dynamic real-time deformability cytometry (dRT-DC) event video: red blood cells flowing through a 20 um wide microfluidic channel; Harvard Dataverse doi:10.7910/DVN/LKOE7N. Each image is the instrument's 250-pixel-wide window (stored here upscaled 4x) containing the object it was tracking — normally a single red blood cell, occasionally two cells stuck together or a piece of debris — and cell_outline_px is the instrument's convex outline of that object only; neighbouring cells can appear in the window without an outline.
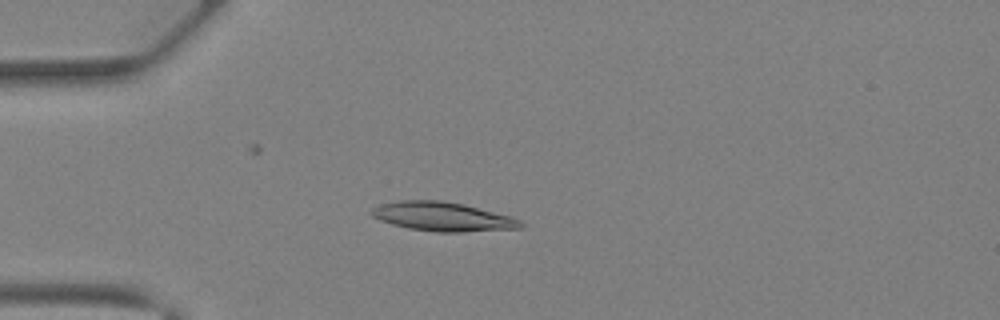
{"species": "Egyptian fruit bat (a non-hibernating species)", "species_latin": "Rousettus aegyptiacus", "temperature_condition": "warm", "stored_images_in_passage": 40, "camera_frame_rate_fps": 3000, "um_per_image_px": 0.085, "animal": {"sex": "female"}, "frame": {"image": 1, "passage_image": 11, "time_ms": 3.333, "image_size_px": [1000, 320], "cell_outline_px": [[524, 224], [520, 228], [464, 232], [436, 232], [408, 228], [392, 224], [380, 220], [372, 216], [368, 212], [372, 208], [380, 204], [400, 200], [440, 200], [464, 204], [512, 216], [520, 220]], "centroid_in_image_um": [37.61, 18.41], "position_along_channel_um": 47.4, "area_um2": 25.37}}
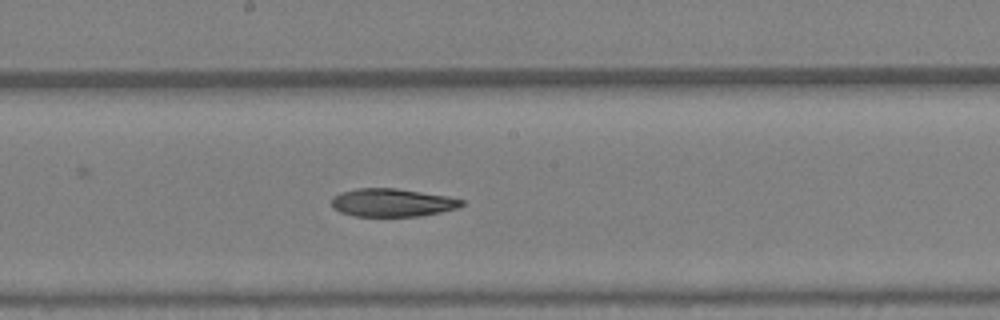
{"frame": {"image": 2, "passage_image": 22, "time_ms": 7.0, "image_size_px": [1000, 320], "cell_outline_px": [[464, 204], [456, 208], [440, 212], [420, 216], [356, 216], [340, 212], [332, 208], [332, 196], [340, 192], [360, 188], [396, 188], [448, 196], [464, 200]], "centroid_in_image_um": [33.32, 17.22], "position_along_channel_um": 214.9, "area_um2": 21.27}}
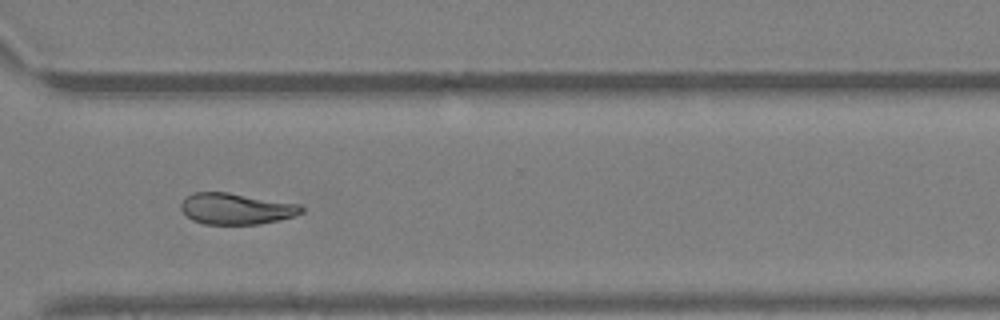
{"frame": {"image": 3, "passage_image": 30, "time_ms": 9.667, "image_size_px": [1000, 320], "cell_outline_px": [[304, 212], [296, 216], [280, 220], [256, 224], [204, 224], [192, 220], [180, 208], [180, 204], [184, 196], [192, 192], [228, 192], [300, 204], [304, 208]], "centroid_in_image_um": [20.07, 17.73], "position_along_channel_um": 350.5, "area_um2": 22.14}}